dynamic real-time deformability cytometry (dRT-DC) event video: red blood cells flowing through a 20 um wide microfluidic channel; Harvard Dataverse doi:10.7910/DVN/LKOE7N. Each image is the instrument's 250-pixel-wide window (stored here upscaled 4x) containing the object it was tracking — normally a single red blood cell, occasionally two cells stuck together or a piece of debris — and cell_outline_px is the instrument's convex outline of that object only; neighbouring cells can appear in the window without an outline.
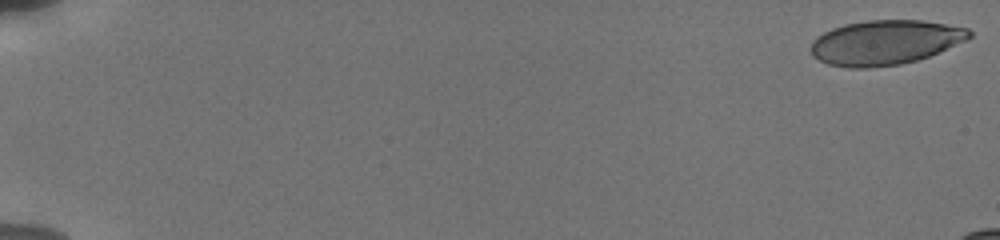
{"species": "human", "species_latin": "Homo sapiens", "temperature_condition": "cold", "stored_images_in_passage": 10, "camera_frame_rate_fps": 3000, "um_per_image_px": 0.085, "donor": {"sex": "male"}, "frame": {"image": 1, "passage_image": 1, "time_ms": 0.0, "image_size_px": [1000, 240], "cell_outline_px": [[972, 36], [968, 40], [928, 56], [916, 60], [900, 64], [868, 68], [848, 68], [828, 64], [812, 56], [812, 40], [816, 36], [832, 28], [844, 24], [868, 20], [924, 20], [968, 28], [972, 32]], "centroid_in_image_um": [75.24, 3.6], "position_along_channel_um": 9.8, "area_um2": 41.27}}